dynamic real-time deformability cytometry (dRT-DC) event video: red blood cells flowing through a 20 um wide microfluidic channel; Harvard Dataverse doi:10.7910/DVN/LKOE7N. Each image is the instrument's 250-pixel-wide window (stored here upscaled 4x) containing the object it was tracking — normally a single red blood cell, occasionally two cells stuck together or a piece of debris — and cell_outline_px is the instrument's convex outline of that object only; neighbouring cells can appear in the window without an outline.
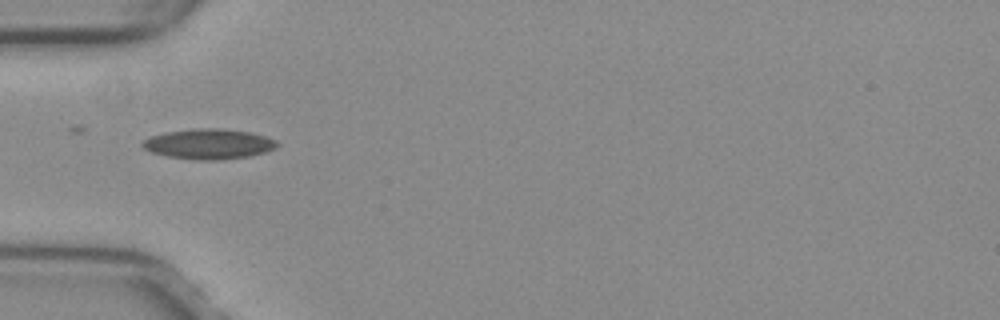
{"species": "common noctule bat (a hibernating species)", "species_latin": "Nyctalus noctula", "temperature_condition": "warm", "stored_images_in_passage": 34, "camera_frame_rate_fps": 3000, "um_per_image_px": 0.085, "animal": {"sex": "female", "body_mass_g": 29.2, "forearm_length_mm": 56.3}, "frame": {"image": 1, "passage_image": 1, "time_ms": 0.0, "image_size_px": [1000, 320], "cell_outline_px": [[280, 144], [276, 148], [264, 152], [248, 156], [220, 160], [192, 160], [168, 156], [152, 152], [144, 148], [140, 144], [144, 140], [152, 136], [168, 132], [200, 128], [220, 128], [248, 132], [264, 136], [276, 140]], "centroid_in_image_um": [17.76, 12.25], "position_along_channel_um": 67.2, "area_um2": 23.47}}
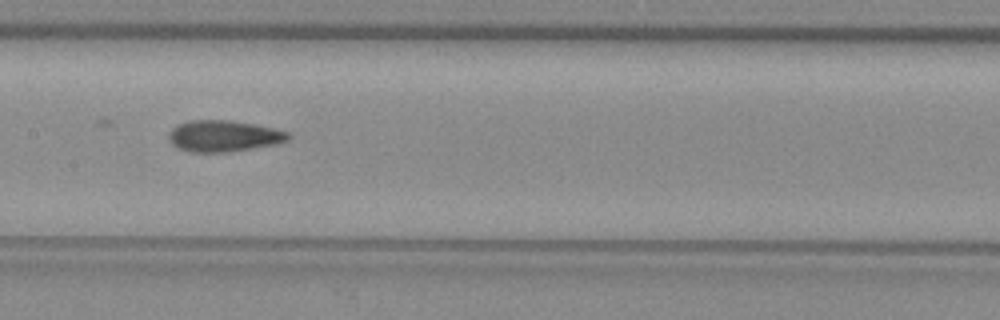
{"frame": {"image": 2, "passage_image": 10, "time_ms": 3.0, "image_size_px": [1000, 320], "cell_outline_px": [[292, 136], [288, 140], [276, 144], [228, 152], [188, 152], [176, 148], [168, 140], [168, 132], [176, 124], [188, 120], [228, 120], [252, 124], [272, 128], [288, 132]], "centroid_in_image_um": [18.95, 11.56], "position_along_channel_um": 188.5, "area_um2": 21.96}}
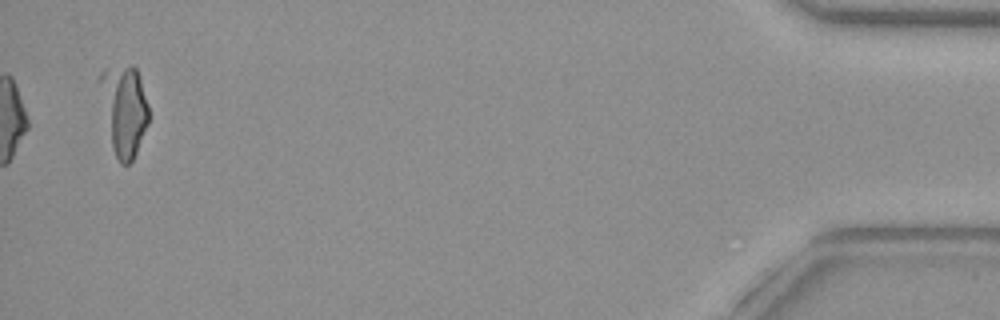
{"frame": {"image": 3, "passage_image": 34, "time_ms": 11.0, "image_size_px": [1000, 320], "cell_outline_px": [[148, 124], [136, 152], [132, 160], [128, 164], [120, 164], [112, 148], [100, 80], [100, 76], [104, 68], [132, 64], [136, 68], [140, 76], [148, 104]], "centroid_in_image_um": [10.6, 9.32], "position_along_channel_um": 424.6, "area_um2": 24.91}, "authors_computed_cell_mechanics": {"area_um2": 21.2704, "velocity_mm_per_s": 4.0431, "shape_relaxation_time_tau1_ms": null, "shape_relaxation_time_tau2_ms": 2.6467, "deformation_change_tau1": null, "deformation_change_tau2": 0.0927}}